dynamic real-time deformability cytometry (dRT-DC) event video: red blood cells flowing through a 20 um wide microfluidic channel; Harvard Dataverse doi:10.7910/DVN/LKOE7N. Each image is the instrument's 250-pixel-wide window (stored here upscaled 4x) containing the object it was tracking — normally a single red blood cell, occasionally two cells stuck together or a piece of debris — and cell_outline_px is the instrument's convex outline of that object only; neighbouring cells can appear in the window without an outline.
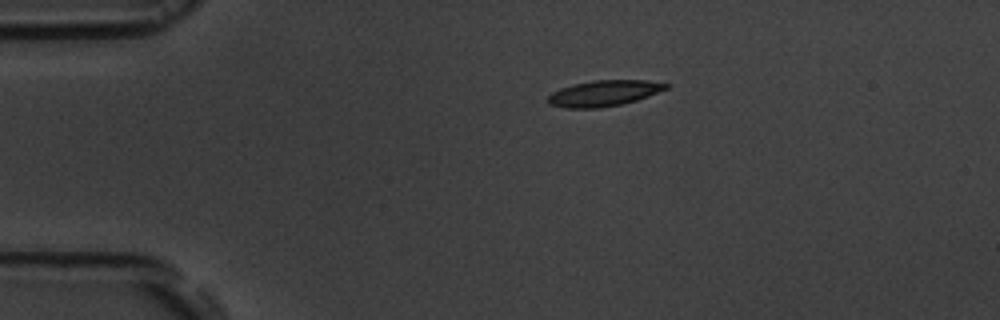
{"species": "common noctule bat (a hibernating species)", "species_latin": "Nyctalus noctula", "temperature_condition": "room temperature", "stored_images_in_passage": 3, "camera_frame_rate_fps": 3000, "um_per_image_px": 0.085, "animal": {"sex": "male", "body_mass_g": 19.5, "forearm_length_mm": 54.6}, "frame": {"image": 1, "passage_image": 1, "time_ms": 0.0, "image_size_px": [1000, 320], "cell_outline_px": [[668, 88], [648, 96], [636, 100], [620, 104], [600, 108], [564, 108], [548, 104], [548, 96], [552, 92], [560, 88], [592, 80], [644, 80], [668, 84]], "centroid_in_image_um": [51.29, 7.93], "position_along_channel_um": 33.7, "area_um2": 17.63}}
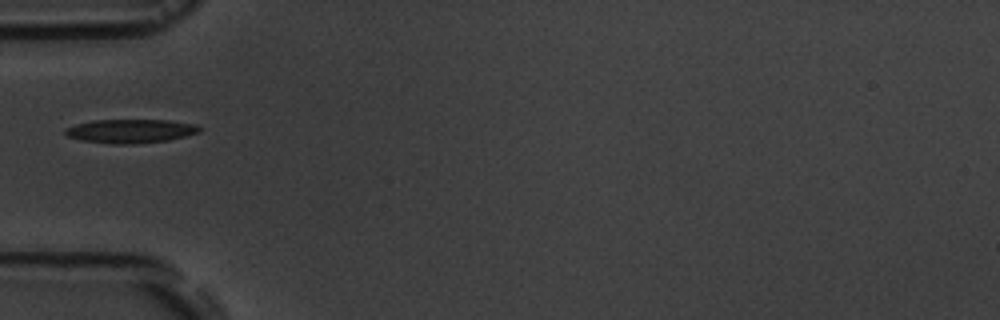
{"frame": {"image": 2, "passage_image": 3, "time_ms": 2.333, "image_size_px": [1000, 320], "cell_outline_px": [[204, 128], [200, 132], [168, 140], [132, 144], [112, 144], [80, 140], [68, 136], [64, 132], [64, 128], [76, 124], [92, 120], [168, 120], [196, 124]], "centroid_in_image_um": [11.1, 11.13], "position_along_channel_um": 73.9, "area_um2": 18.73}}